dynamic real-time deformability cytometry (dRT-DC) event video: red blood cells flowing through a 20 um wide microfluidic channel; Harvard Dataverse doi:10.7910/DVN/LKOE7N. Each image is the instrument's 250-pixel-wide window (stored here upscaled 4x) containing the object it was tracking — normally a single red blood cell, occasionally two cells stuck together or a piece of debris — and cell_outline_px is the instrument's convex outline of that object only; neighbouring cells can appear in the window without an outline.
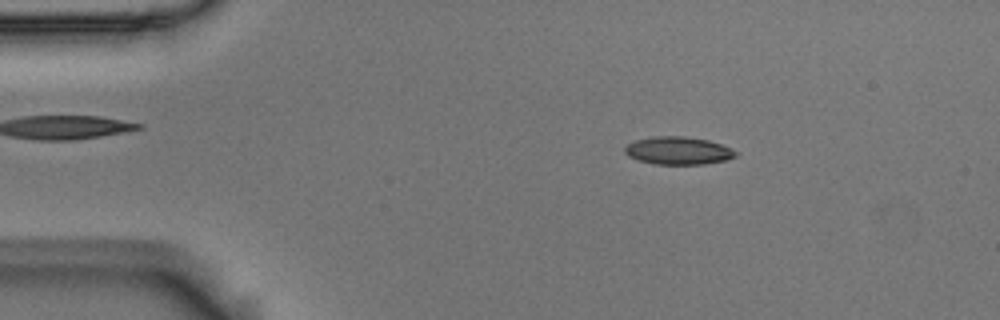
{"species": "Egyptian fruit bat (a non-hibernating species)", "species_latin": "Rousettus aegyptiacus", "temperature_condition": "room temperature", "stored_images_in_passage": 55, "camera_frame_rate_fps": 3000, "um_per_image_px": 0.085, "animal": {"sex": "male"}, "frame": {"image": 1, "passage_image": 9, "time_ms": 2.667, "image_size_px": [1000, 320], "cell_outline_px": [[740, 152], [736, 156], [728, 160], [704, 164], [656, 164], [636, 160], [628, 156], [624, 152], [624, 148], [628, 144], [636, 140], [652, 136], [684, 136], [708, 140], [732, 148]], "centroid_in_image_um": [57.67, 12.81], "position_along_channel_um": 27.3, "area_um2": 18.15}}
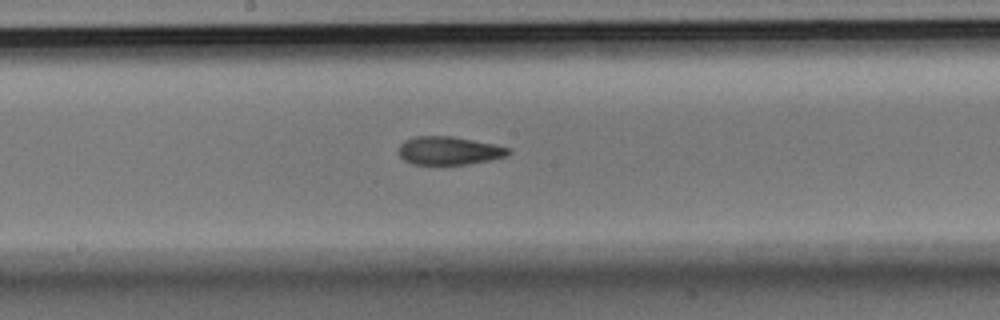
{"frame": {"image": 2, "passage_image": 29, "time_ms": 9.333, "image_size_px": [1000, 320], "cell_outline_px": [[512, 152], [508, 156], [468, 164], [412, 164], [404, 160], [400, 156], [400, 144], [404, 140], [416, 136], [452, 136], [512, 148]], "centroid_in_image_um": [38.19, 12.8], "position_along_channel_um": 210.0, "area_um2": 17.98}}
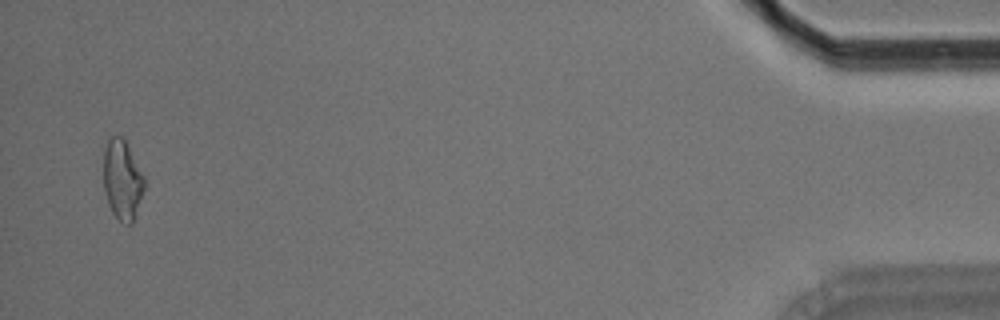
{"frame": {"image": 3, "passage_image": 54, "time_ms": 17.667, "image_size_px": [1000, 320], "cell_outline_px": [[144, 188], [132, 224], [128, 224], [120, 220], [112, 212], [108, 204], [104, 192], [104, 148], [108, 140], [112, 136], [120, 136], [124, 140], [144, 176]], "centroid_in_image_um": [10.38, 15.29], "position_along_channel_um": 424.8, "area_um2": 18.55}, "authors_computed_cell_mechanics": {"area_um2": 18.3804, "velocity_mm_per_s": 3.6026, "shape_relaxation_time_tau1_ms": null, "shape_relaxation_time_tau2_ms": 3.715, "deformation_change_tau1": null, "deformation_change_tau2": 0.1096}}